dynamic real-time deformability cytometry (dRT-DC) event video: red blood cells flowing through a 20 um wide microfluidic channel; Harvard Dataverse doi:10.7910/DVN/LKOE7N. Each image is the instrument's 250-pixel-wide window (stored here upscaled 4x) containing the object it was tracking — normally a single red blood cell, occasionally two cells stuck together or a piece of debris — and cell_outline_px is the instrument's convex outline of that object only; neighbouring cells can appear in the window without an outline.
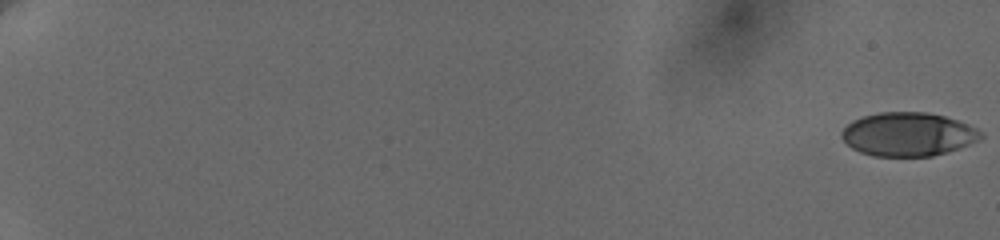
{"species": "human", "species_latin": "Homo sapiens", "temperature_condition": "cold", "stored_images_in_passage": 11, "camera_frame_rate_fps": 3000, "um_per_image_px": 0.085, "donor": {"sex": "female"}, "frame": {"image": 1, "passage_image": 1, "time_ms": 0.0, "image_size_px": [1000, 240], "cell_outline_px": [[984, 136], [980, 140], [932, 156], [872, 156], [860, 152], [852, 148], [840, 136], [840, 132], [852, 120], [864, 116], [880, 112], [928, 112], [944, 116], [956, 120], [976, 128], [984, 132]], "centroid_in_image_um": [77.17, 11.41], "position_along_channel_um": 7.8, "area_um2": 35.26}}
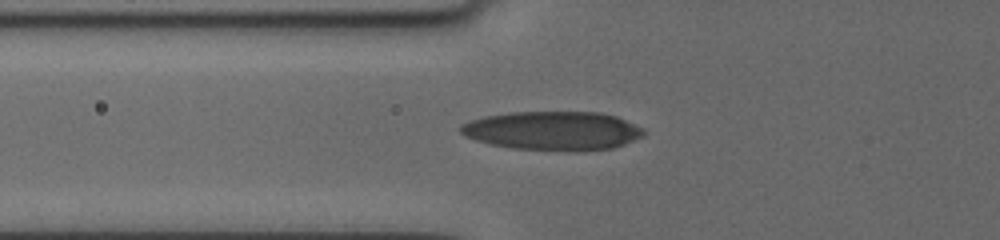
{"frame": {"image": 2, "passage_image": 9, "time_ms": 8.333, "image_size_px": [1000, 240], "cell_outline_px": [[644, 132], [640, 136], [624, 144], [612, 148], [512, 148], [488, 144], [464, 136], [460, 132], [460, 124], [468, 120], [484, 116], [508, 112], [600, 112], [616, 116], [640, 128]], "centroid_in_image_um": [46.86, 11.06], "position_along_channel_um": 78.9, "area_um2": 40.11}}
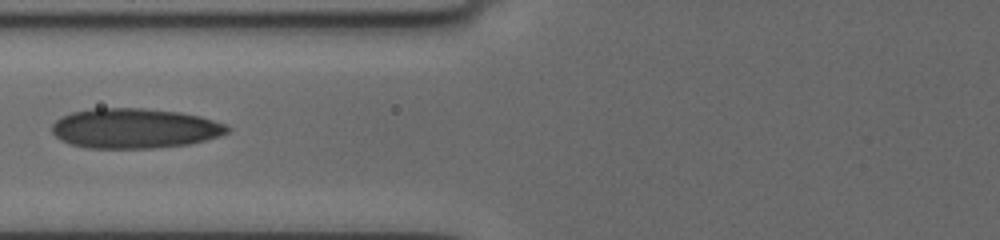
{"frame": {"image": 3, "passage_image": 10, "time_ms": 9.333, "image_size_px": [1000, 240], "cell_outline_px": [[228, 132], [220, 136], [188, 144], [152, 148], [84, 148], [60, 140], [52, 132], [52, 124], [56, 120], [72, 112], [92, 108], [144, 108], [180, 112], [200, 116], [224, 124], [228, 128]], "centroid_in_image_um": [11.41, 10.91], "position_along_channel_um": 114.4, "area_um2": 40.69}}